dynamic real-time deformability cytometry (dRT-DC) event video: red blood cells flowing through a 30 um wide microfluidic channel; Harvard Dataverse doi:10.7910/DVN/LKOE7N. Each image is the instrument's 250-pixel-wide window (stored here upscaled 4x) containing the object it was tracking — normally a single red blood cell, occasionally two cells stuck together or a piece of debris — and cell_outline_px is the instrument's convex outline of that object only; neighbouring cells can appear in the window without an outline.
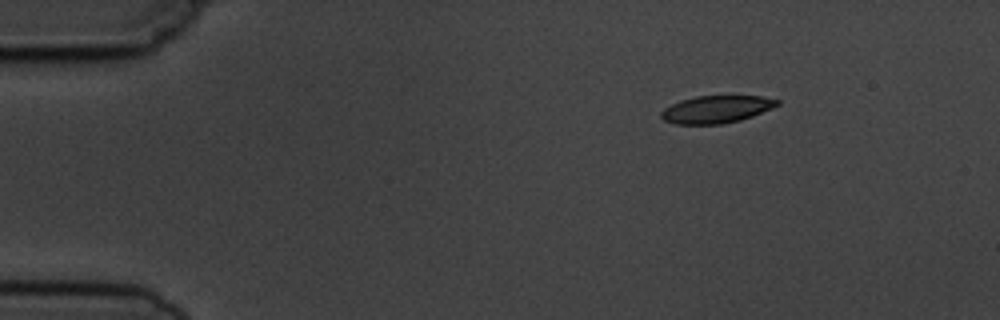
{"species": "common noctule bat (a hibernating species)", "species_latin": "Nyctalus noctula", "temperature_condition": "cold", "stored_images_in_passage": 6, "camera_frame_rate_fps": 3000, "um_per_image_px": 0.085, "animal": {"sex": "male", "body_mass_g": 19.5, "forearm_length_mm": 54.6}, "frame": {"image": 1, "passage_image": 1, "time_ms": 0.0, "image_size_px": [1000, 320], "cell_outline_px": [[780, 104], [772, 108], [752, 116], [740, 120], [720, 124], [676, 124], [664, 120], [660, 116], [660, 112], [664, 108], [680, 100], [696, 96], [760, 96], [780, 100]], "centroid_in_image_um": [60.88, 9.29], "position_along_channel_um": 24.1, "area_um2": 18.5}}
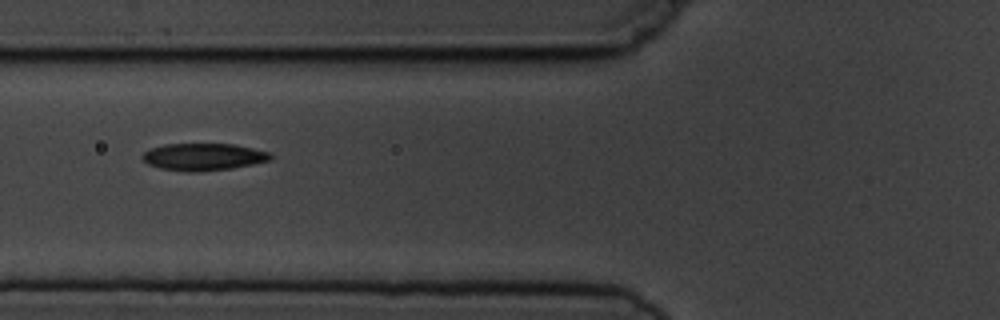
{"frame": {"image": 2, "passage_image": 4, "time_ms": 4.333, "image_size_px": [1000, 320], "cell_outline_px": [[272, 156], [268, 160], [252, 164], [232, 168], [200, 172], [184, 172], [160, 168], [148, 164], [140, 156], [148, 148], [164, 144], [232, 144], [252, 148], [268, 152]], "centroid_in_image_um": [17.21, 13.33], "position_along_channel_um": 108.6, "area_um2": 20.29}}
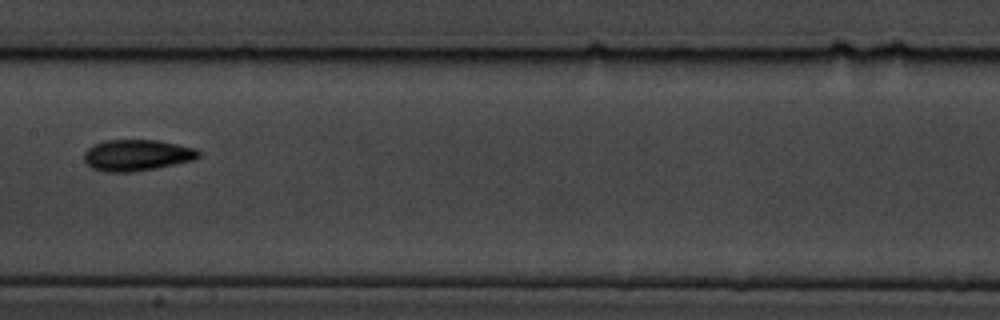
{"frame": {"image": 3, "passage_image": 6, "time_ms": 6.667, "image_size_px": [1000, 320], "cell_outline_px": [[200, 156], [196, 160], [156, 168], [132, 172], [104, 172], [92, 168], [84, 160], [84, 152], [92, 144], [104, 140], [156, 140], [196, 148], [200, 152]], "centroid_in_image_um": [11.63, 13.19], "position_along_channel_um": 195.8, "area_um2": 21.04}}